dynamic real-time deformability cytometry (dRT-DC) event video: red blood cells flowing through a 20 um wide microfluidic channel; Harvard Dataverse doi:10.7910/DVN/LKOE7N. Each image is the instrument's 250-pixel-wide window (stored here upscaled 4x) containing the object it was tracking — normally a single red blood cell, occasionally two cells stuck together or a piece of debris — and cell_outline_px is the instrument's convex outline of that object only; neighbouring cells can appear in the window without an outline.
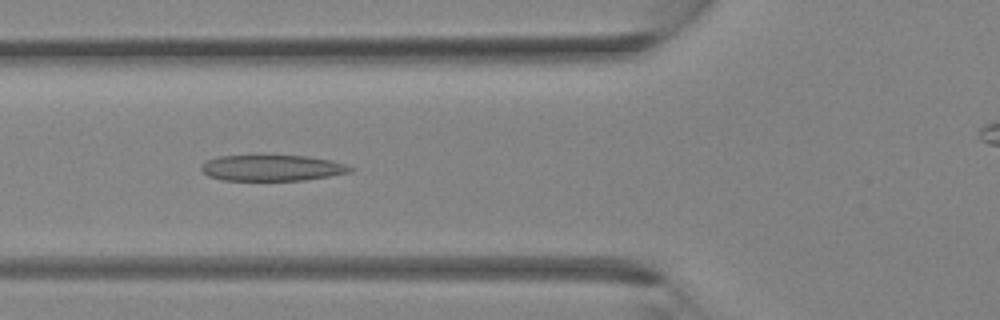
{"species": "Egyptian fruit bat (a non-hibernating species)", "species_latin": "Rousettus aegyptiacus", "temperature_condition": "room temperature", "stored_images_in_passage": 32, "camera_frame_rate_fps": 3000, "um_per_image_px": 0.085, "animal": {"sex": "female"}, "frame": {"image": 1, "passage_image": 13, "time_ms": 4.0, "image_size_px": [1000, 320], "cell_outline_px": [[356, 168], [352, 172], [304, 180], [224, 180], [208, 176], [200, 168], [208, 160], [220, 156], [308, 156], [332, 160]], "centroid_in_image_um": [23.18, 14.28], "position_along_channel_um": 102.6, "area_um2": 22.31}}
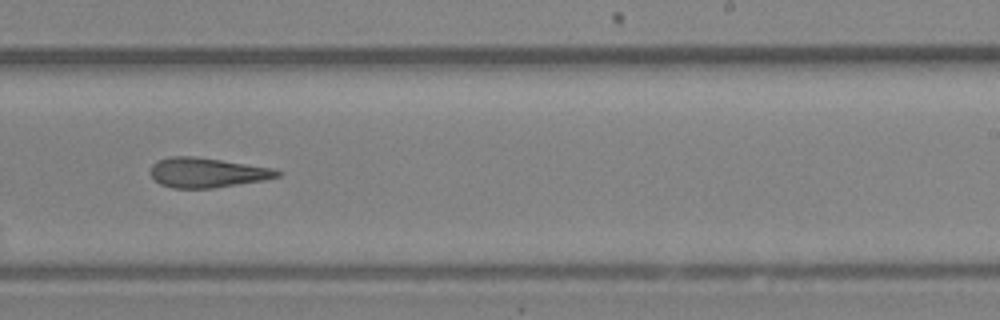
{"frame": {"image": 2, "passage_image": 22, "time_ms": 7.0, "image_size_px": [1000, 320], "cell_outline_px": [[284, 172], [280, 176], [264, 180], [212, 188], [172, 188], [160, 184], [148, 172], [152, 164], [160, 160], [172, 156], [192, 156], [220, 160], [272, 168]], "centroid_in_image_um": [17.59, 14.68], "position_along_channel_um": 271.4, "area_um2": 21.85}}
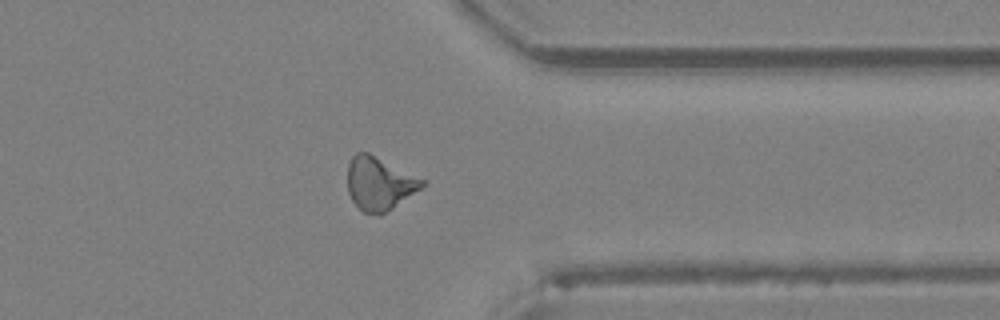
{"frame": {"image": 3, "passage_image": 28, "time_ms": 9.0, "image_size_px": [1000, 320], "cell_outline_px": [[428, 180], [420, 188], [392, 208], [380, 216], [364, 212], [352, 200], [348, 192], [348, 164], [352, 156], [356, 152], [368, 152]], "centroid_in_image_um": [32.25, 15.58], "position_along_channel_um": 379.2, "area_um2": 23.12}}